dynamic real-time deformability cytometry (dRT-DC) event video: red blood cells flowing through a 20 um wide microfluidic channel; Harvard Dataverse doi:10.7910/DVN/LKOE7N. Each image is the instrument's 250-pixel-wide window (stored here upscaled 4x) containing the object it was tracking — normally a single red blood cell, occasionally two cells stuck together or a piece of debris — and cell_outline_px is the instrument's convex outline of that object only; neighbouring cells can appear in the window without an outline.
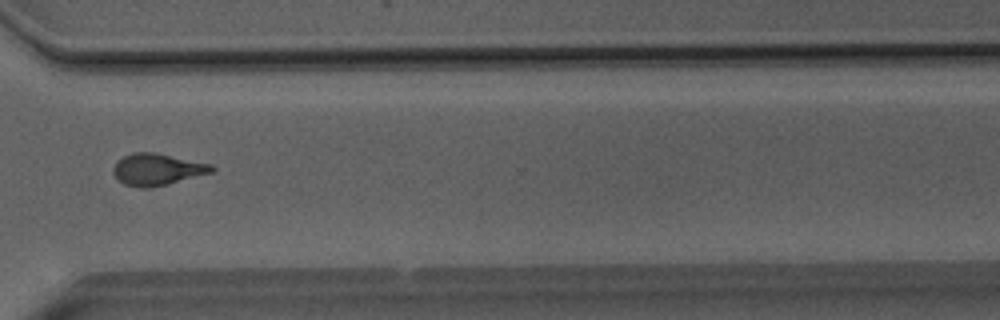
{"species": "Egyptian fruit bat (a non-hibernating species)", "species_latin": "Rousettus aegyptiacus", "temperature_condition": "room temperature", "stored_images_in_passage": 38, "camera_frame_rate_fps": 3000, "um_per_image_px": 0.085, "animal": {"sex": "male"}, "frame": {"image": 1, "passage_image": 32, "time_ms": 10.333, "image_size_px": [1000, 320], "cell_outline_px": [[216, 168], [212, 172], [168, 184], [148, 188], [140, 188], [124, 184], [116, 180], [112, 172], [112, 168], [116, 160], [132, 152], [152, 152], [212, 164]], "centroid_in_image_um": [13.3, 14.4], "position_along_channel_um": 357.3, "area_um2": 18.32}}
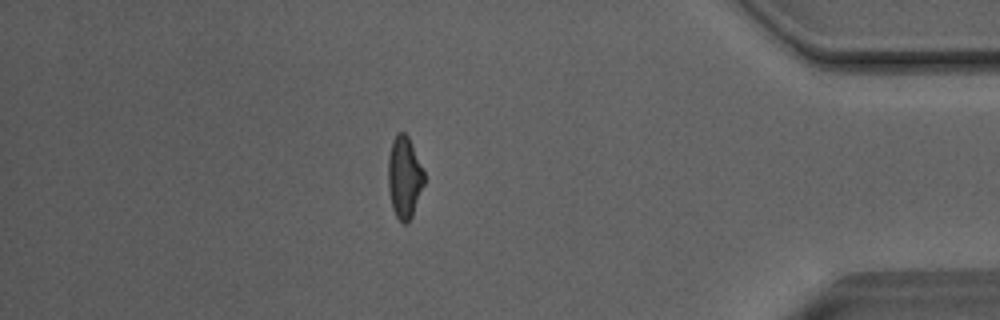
{"frame": {"image": 2, "passage_image": 38, "time_ms": 12.333, "image_size_px": [1000, 320], "cell_outline_px": [[424, 184], [412, 216], [408, 224], [404, 224], [396, 216], [392, 208], [388, 188], [388, 156], [392, 140], [396, 132], [404, 132], [408, 136], [424, 172]], "centroid_in_image_um": [34.35, 15.07], "position_along_channel_um": 400.8, "area_um2": 17.22}, "authors_computed_cell_mechanics": {"area_um2": 17.8313, "velocity_mm_per_s": 4.0744, "shape_relaxation_time_tau1_ms": 6.3227, "shape_relaxation_time_tau2_ms": 2.2705, "deformation_change_tau1": 0.2066, "deformation_change_tau2": 0.1047}}